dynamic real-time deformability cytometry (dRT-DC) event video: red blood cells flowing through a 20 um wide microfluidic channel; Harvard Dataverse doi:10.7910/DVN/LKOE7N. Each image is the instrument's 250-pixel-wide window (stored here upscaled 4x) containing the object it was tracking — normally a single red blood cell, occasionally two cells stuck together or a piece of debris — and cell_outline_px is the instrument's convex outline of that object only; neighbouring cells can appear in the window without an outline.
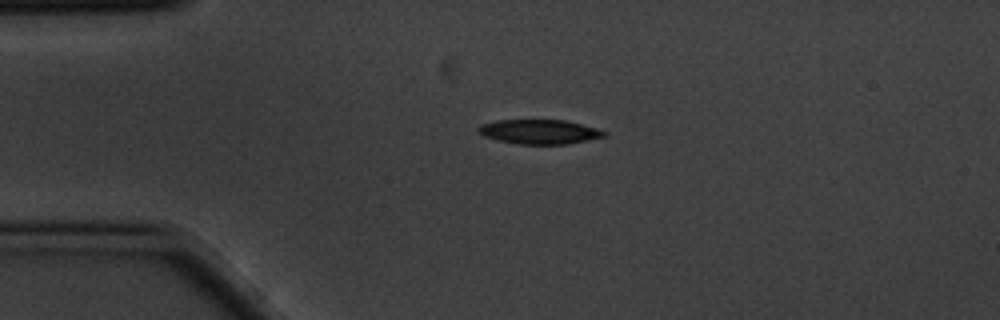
{"species": "common noctule bat (a hibernating species)", "species_latin": "Nyctalus noctula", "temperature_condition": "cold", "stored_images_in_passage": 4, "camera_frame_rate_fps": 3000, "um_per_image_px": 0.085, "animal": {"sex": "male", "body_mass_g": 20.1, "forearm_length_mm": 53.5}, "frame": {"image": 1, "passage_image": 2, "time_ms": 0.333, "image_size_px": [1000, 320], "cell_outline_px": [[608, 136], [568, 144], [520, 144], [500, 140], [484, 136], [476, 128], [480, 124], [496, 120], [564, 120], [596, 128], [608, 132]], "centroid_in_image_um": [45.88, 11.19], "position_along_channel_um": 39.1, "area_um2": 17.86}}